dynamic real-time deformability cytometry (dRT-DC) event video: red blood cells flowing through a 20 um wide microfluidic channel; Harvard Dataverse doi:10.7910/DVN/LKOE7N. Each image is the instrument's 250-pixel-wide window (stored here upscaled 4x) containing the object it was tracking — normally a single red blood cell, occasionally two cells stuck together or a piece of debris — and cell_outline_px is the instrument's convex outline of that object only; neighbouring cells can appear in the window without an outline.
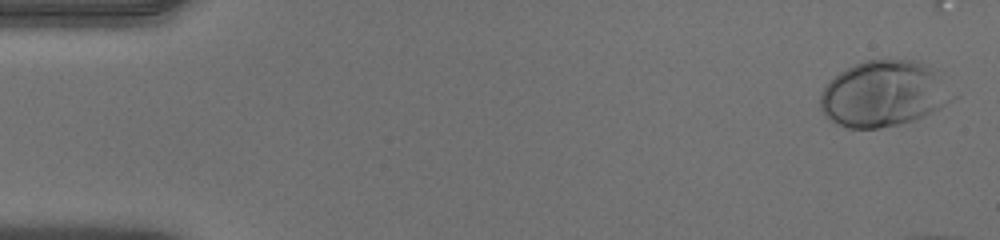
{"species": "human", "species_latin": "Homo sapiens", "temperature_condition": "warm", "stored_images_in_passage": 15, "camera_frame_rate_fps": 3000, "um_per_image_px": 0.085, "donor": {"sex": "male"}, "frame": {"image": 1, "passage_image": 1, "time_ms": 0.0, "image_size_px": [1000, 240], "cell_outline_px": [[960, 96], [940, 108], [916, 120], [880, 128], [848, 128], [828, 120], [820, 108], [820, 92], [828, 80], [840, 72], [864, 60], [916, 60], [928, 64]], "centroid_in_image_um": [75.14, 7.97], "position_along_channel_um": 9.9, "area_um2": 51.44}}